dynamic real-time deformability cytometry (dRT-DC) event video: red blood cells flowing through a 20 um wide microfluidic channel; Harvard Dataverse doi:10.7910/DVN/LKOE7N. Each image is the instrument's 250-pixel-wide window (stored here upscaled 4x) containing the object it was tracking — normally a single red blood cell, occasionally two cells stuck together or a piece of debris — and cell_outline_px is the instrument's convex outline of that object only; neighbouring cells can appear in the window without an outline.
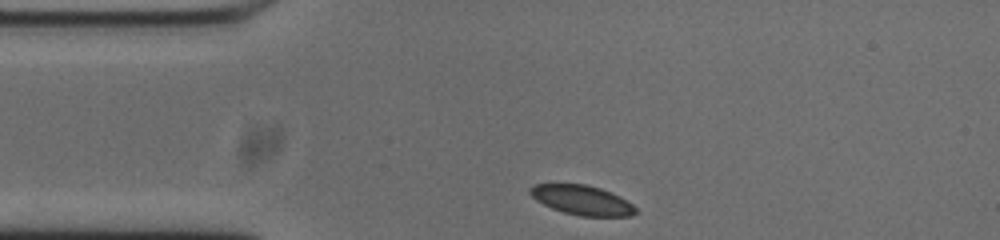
{"species": "common noctule bat (a hibernating species)", "species_latin": "Nyctalus noctula", "temperature_condition": "cold", "stored_images_in_passage": 34, "camera_frame_rate_fps": 3000, "um_per_image_px": 0.085, "animal": {"sex": "male", "body_mass_g": 20.0, "forearm_length_mm": 53.3}, "frame": {"image": 1, "passage_image": 1, "time_ms": 0.0, "image_size_px": [1000, 240], "cell_outline_px": [[640, 212], [632, 216], [580, 216], [564, 212], [552, 208], [536, 200], [528, 192], [528, 188], [536, 184], [584, 184], [600, 188], [620, 196], [632, 204]], "centroid_in_image_um": [49.49, 17.01], "position_along_channel_um": 35.5, "area_um2": 18.21}}
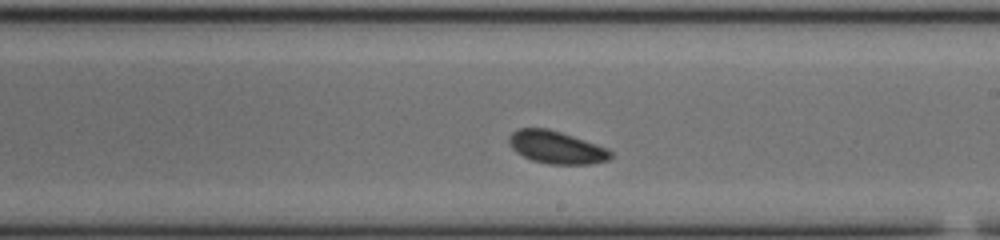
{"frame": {"image": 2, "passage_image": 20, "time_ms": 6.333, "image_size_px": [1000, 240], "cell_outline_px": [[612, 156], [608, 160], [592, 164], [548, 164], [532, 160], [516, 152], [508, 144], [508, 136], [512, 132], [520, 128], [548, 128], [608, 148], [612, 152]], "centroid_in_image_um": [47.28, 12.52], "position_along_channel_um": 241.7, "area_um2": 19.31}}
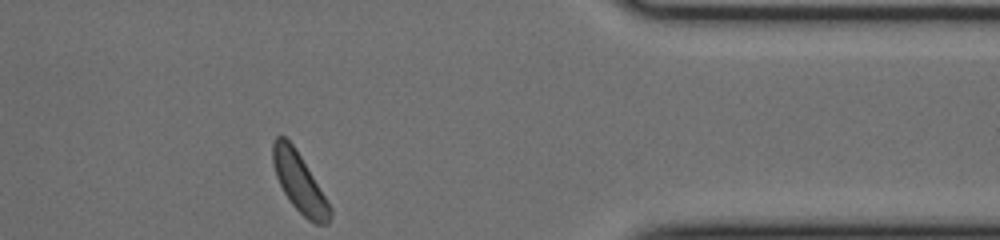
{"frame": {"image": 3, "passage_image": 34, "time_ms": 11.0, "image_size_px": [1000, 240], "cell_outline_px": [[332, 216], [328, 224], [316, 224], [308, 220], [292, 204], [284, 192], [276, 176], [272, 160], [272, 144], [276, 136], [284, 136], [292, 144], [300, 156], [332, 208]], "centroid_in_image_um": [25.45, 15.53], "position_along_channel_um": 386.0, "area_um2": 19.31}, "authors_computed_cell_mechanics": {"area_um2": 19.3052, "velocity_mm_per_s": 3.6717, "shape_relaxation_time_tau1_ms": 1.3901, "shape_relaxation_time_tau2_ms": null, "deformation_change_tau1": 0.0282, "deformation_change_tau2": null}}